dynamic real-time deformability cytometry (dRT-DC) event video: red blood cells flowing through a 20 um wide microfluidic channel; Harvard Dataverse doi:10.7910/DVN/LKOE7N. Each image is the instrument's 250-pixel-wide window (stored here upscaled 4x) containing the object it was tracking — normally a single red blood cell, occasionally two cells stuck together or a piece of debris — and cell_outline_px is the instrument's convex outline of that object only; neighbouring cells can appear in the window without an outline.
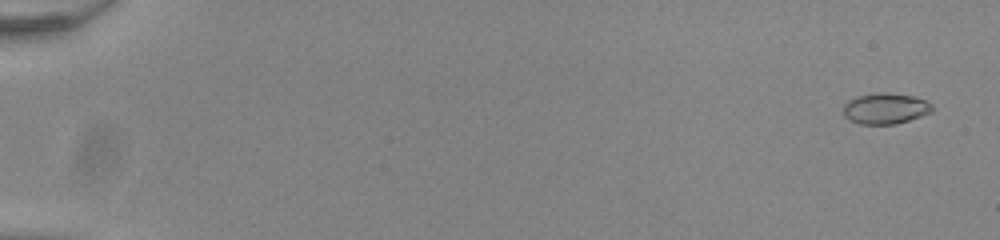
{"species": "common noctule bat (a hibernating species)", "species_latin": "Nyctalus noctula", "temperature_condition": "room temperature", "stored_images_in_passage": 55, "camera_frame_rate_fps": 3000, "um_per_image_px": 0.085, "animal": {"sex": "male", "body_mass_g": 20.0, "forearm_length_mm": 53.3}, "frame": {"image": 1, "passage_image": 3, "time_ms": 0.667, "image_size_px": [1000, 240], "cell_outline_px": [[932, 112], [908, 120], [892, 124], [860, 124], [844, 116], [844, 104], [848, 100], [860, 96], [880, 92], [912, 96], [924, 100], [932, 104]], "centroid_in_image_um": [75.25, 9.22], "position_along_channel_um": 9.7, "area_um2": 15.61}}
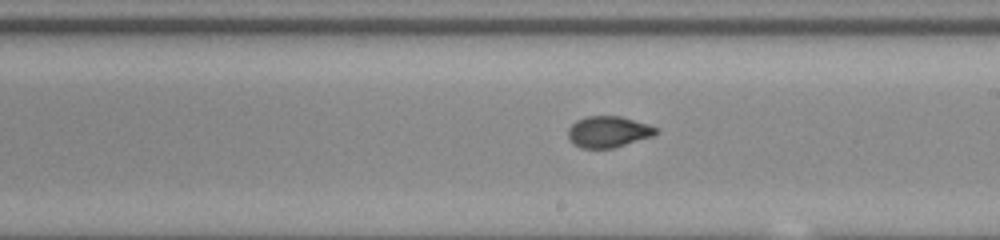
{"frame": {"image": 2, "passage_image": 34, "time_ms": 11.0, "image_size_px": [1000, 240], "cell_outline_px": [[660, 132], [652, 136], [612, 148], [580, 148], [572, 144], [568, 136], [568, 128], [576, 120], [588, 116], [620, 116], [648, 124], [660, 128]], "centroid_in_image_um": [51.71, 11.2], "position_along_channel_um": 237.3, "area_um2": 16.07}}
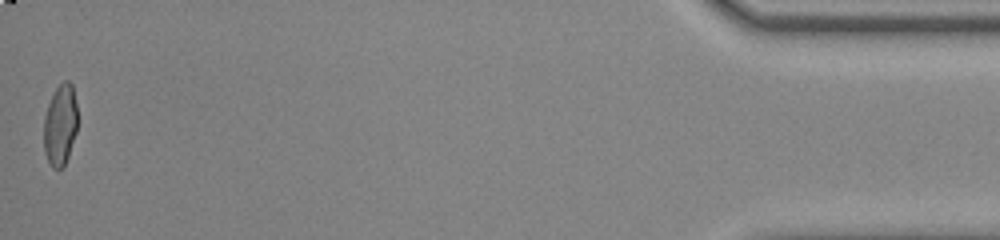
{"frame": {"image": 3, "passage_image": 55, "time_ms": 18.0, "image_size_px": [1000, 240], "cell_outline_px": [[76, 132], [68, 156], [64, 164], [60, 168], [52, 168], [44, 152], [44, 116], [48, 104], [56, 88], [64, 80], [68, 80], [72, 84], [76, 104]], "centroid_in_image_um": [5.11, 10.6], "position_along_channel_um": 430.1, "area_um2": 15.72}, "authors_computed_cell_mechanics": {"area_um2": 16.0106, "velocity_mm_per_s": 3.929, "shape_relaxation_time_tau1_ms": 10.141, "shape_relaxation_time_tau2_ms": 0.7068, "deformation_change_tau1": 0.243, "deformation_change_tau2": 0.0465}}